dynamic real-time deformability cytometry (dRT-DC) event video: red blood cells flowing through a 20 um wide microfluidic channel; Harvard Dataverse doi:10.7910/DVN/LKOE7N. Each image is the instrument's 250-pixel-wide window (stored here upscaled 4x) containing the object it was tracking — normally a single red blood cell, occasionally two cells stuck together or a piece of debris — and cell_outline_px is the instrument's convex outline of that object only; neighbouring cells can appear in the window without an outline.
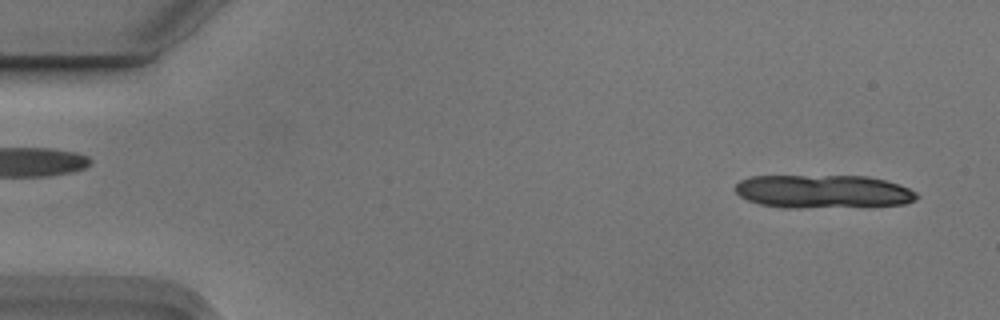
{"species": "Egyptian fruit bat (a non-hibernating species)", "species_latin": "Rousettus aegyptiacus", "temperature_condition": "cold", "stored_images_in_passage": 6, "camera_frame_rate_fps": 3000, "um_per_image_px": 0.085, "animal": {"sex": "male"}, "frame": {"image": 1, "passage_image": 1, "time_ms": 0.0, "image_size_px": [1000, 320], "cell_outline_px": [[920, 196], [916, 200], [904, 204], [800, 208], [784, 208], [760, 204], [748, 200], [740, 196], [732, 188], [740, 180], [752, 176], [868, 176], [900, 184], [916, 192]], "centroid_in_image_um": [69.94, 16.27], "position_along_channel_um": 15.1, "area_um2": 35.32}}
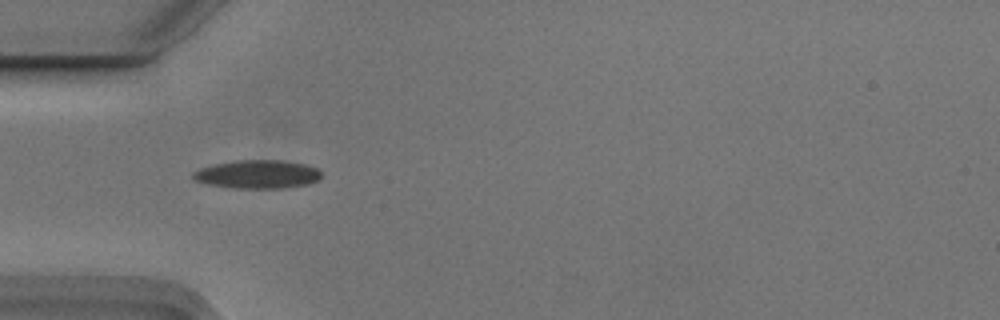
{"frame": {"image": 2, "passage_image": 5, "time_ms": 1.333, "image_size_px": [1000, 320], "cell_outline_px": [[320, 176], [316, 180], [308, 184], [284, 188], [232, 188], [208, 184], [196, 180], [192, 176], [192, 172], [200, 168], [216, 164], [236, 160], [284, 160], [304, 164], [316, 168], [320, 172]], "centroid_in_image_um": [21.87, 14.81], "position_along_channel_um": 63.1, "area_um2": 21.1}}
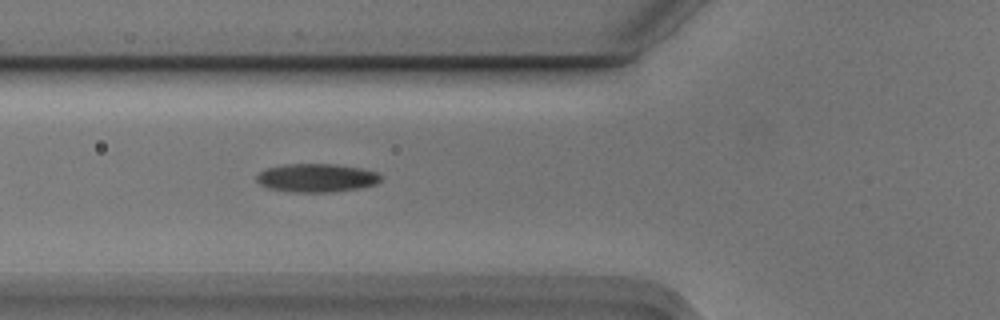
{"frame": {"image": 3, "passage_image": 6, "time_ms": 1.667, "image_size_px": [1000, 320], "cell_outline_px": [[380, 180], [376, 184], [360, 188], [332, 192], [288, 192], [268, 188], [260, 184], [256, 180], [256, 176], [260, 172], [268, 168], [284, 164], [336, 164], [360, 168], [376, 172], [380, 176]], "centroid_in_image_um": [26.89, 15.12], "position_along_channel_um": 98.9, "area_um2": 20.58}}